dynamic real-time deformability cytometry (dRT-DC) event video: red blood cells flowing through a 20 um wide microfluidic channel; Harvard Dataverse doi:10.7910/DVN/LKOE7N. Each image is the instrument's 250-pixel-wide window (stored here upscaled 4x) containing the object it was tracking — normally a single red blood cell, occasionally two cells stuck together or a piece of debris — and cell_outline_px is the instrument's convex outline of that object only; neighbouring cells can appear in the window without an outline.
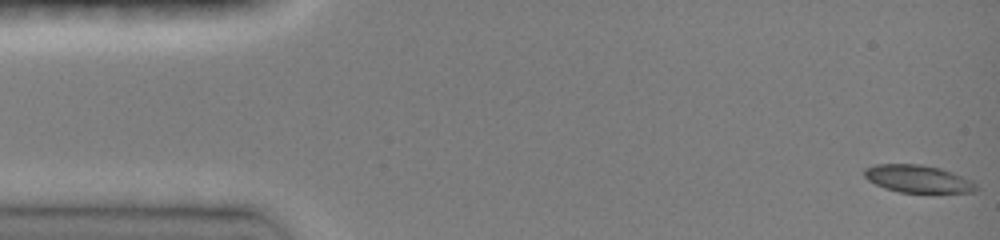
{"species": "common noctule bat (a hibernating species)", "species_latin": "Nyctalus noctula", "temperature_condition": "room temperature", "stored_images_in_passage": 47, "camera_frame_rate_fps": 3000, "um_per_image_px": 0.085, "animal": {"sex": "female", "body_mass_g": 19.0, "forearm_length_mm": 51.5}, "frame": {"image": 1, "passage_image": 1, "time_ms": 0.0, "image_size_px": [1000, 240], "cell_outline_px": [[980, 188], [976, 192], [900, 192], [884, 188], [868, 180], [864, 176], [864, 168], [876, 164], [920, 164], [940, 168], [952, 172], [972, 180]], "centroid_in_image_um": [78.04, 15.2], "position_along_channel_um": 7.0, "area_um2": 17.98}}
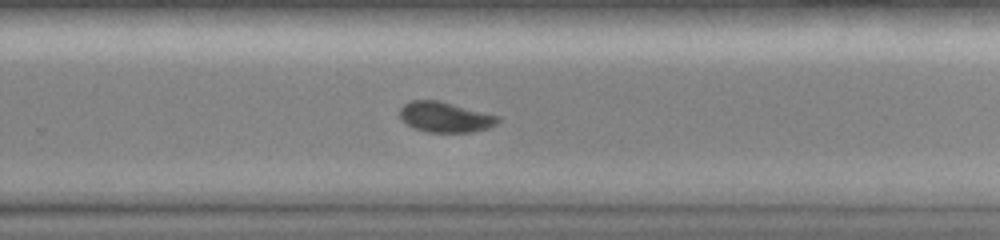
{"frame": {"image": 2, "passage_image": 31, "time_ms": 10.0, "image_size_px": [1000, 240], "cell_outline_px": [[500, 120], [496, 124], [488, 128], [472, 132], [428, 132], [412, 128], [400, 120], [400, 108], [404, 104], [412, 100], [440, 100], [500, 116]], "centroid_in_image_um": [37.82, 9.95], "position_along_channel_um": 292.0, "area_um2": 17.57}}
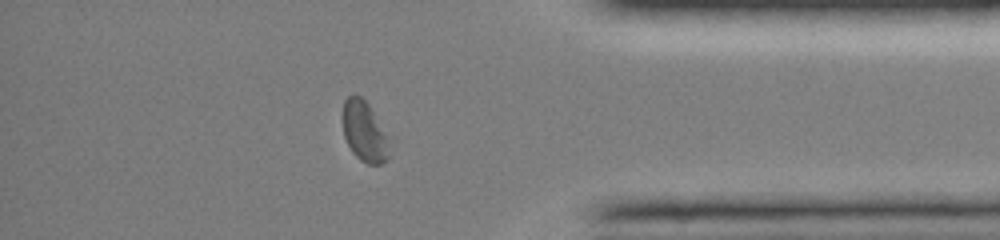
{"frame": {"image": 3, "passage_image": 40, "time_ms": 13.0, "image_size_px": [1000, 240], "cell_outline_px": [[388, 160], [380, 164], [368, 164], [360, 160], [352, 152], [344, 136], [344, 100], [352, 92], [360, 96], [368, 104], [388, 136]], "centroid_in_image_um": [30.98, 11.18], "position_along_channel_um": 404.2, "area_um2": 16.18}, "authors_computed_cell_mechanics": {"area_um2": 18.0336, "velocity_mm_per_s": 4.0977, "shape_relaxation_time_tau1_ms": 3.1434, "shape_relaxation_time_tau2_ms": null, "deformation_change_tau1": 0.115, "deformation_change_tau2": null}}